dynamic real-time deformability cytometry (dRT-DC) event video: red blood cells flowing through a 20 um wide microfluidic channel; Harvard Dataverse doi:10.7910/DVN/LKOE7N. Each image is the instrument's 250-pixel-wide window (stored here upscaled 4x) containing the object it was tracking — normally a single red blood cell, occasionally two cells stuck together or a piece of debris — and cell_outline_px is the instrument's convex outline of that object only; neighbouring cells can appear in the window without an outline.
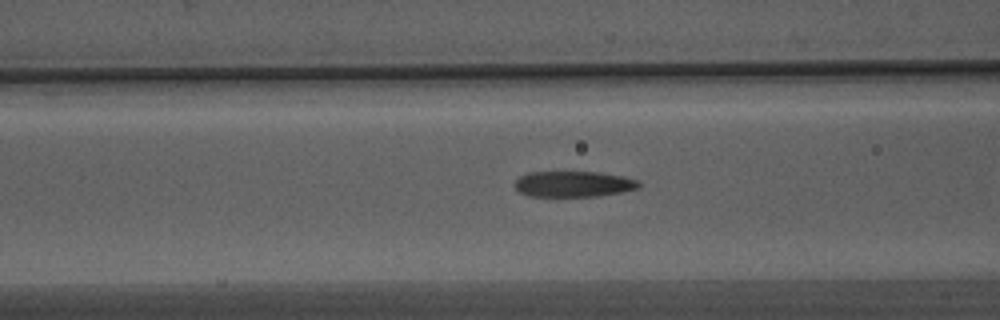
{"species": "Egyptian fruit bat (a non-hibernating species)", "species_latin": "Rousettus aegyptiacus", "temperature_condition": "warm", "stored_images_in_passage": 28, "camera_frame_rate_fps": 3000, "um_per_image_px": 0.085, "animal": {"sex": "male"}, "frame": {"image": 1, "passage_image": 7, "time_ms": 2.0, "image_size_px": [1000, 320], "cell_outline_px": [[640, 188], [620, 192], [596, 196], [528, 196], [520, 192], [512, 184], [520, 176], [528, 172], [596, 172], [624, 176], [636, 180], [640, 184]], "centroid_in_image_um": [48.71, 15.64], "position_along_channel_um": 117.9, "area_um2": 18.61}}
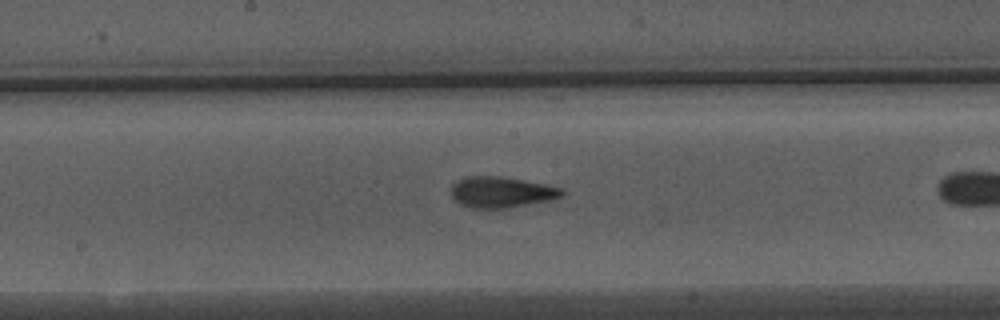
{"frame": {"image": 2, "passage_image": 14, "time_ms": 4.333, "image_size_px": [1000, 320], "cell_outline_px": [[568, 192], [564, 196], [548, 200], [504, 208], [472, 208], [460, 204], [452, 196], [452, 184], [456, 180], [464, 176], [500, 176], [544, 184], [560, 188]], "centroid_in_image_um": [42.6, 16.32], "position_along_channel_um": 205.6, "area_um2": 19.83}}
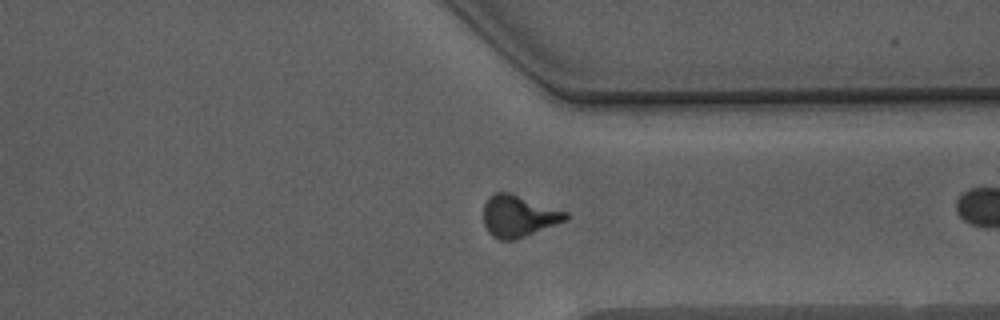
{"frame": {"image": 3, "passage_image": 27, "time_ms": 8.667, "image_size_px": [1000, 320], "cell_outline_px": [[568, 216], [564, 220], [516, 240], [500, 240], [492, 236], [488, 232], [484, 224], [484, 204], [488, 196], [492, 192], [508, 192], [568, 212]], "centroid_in_image_um": [44.01, 18.36], "position_along_channel_um": 367.4, "area_um2": 19.77}}